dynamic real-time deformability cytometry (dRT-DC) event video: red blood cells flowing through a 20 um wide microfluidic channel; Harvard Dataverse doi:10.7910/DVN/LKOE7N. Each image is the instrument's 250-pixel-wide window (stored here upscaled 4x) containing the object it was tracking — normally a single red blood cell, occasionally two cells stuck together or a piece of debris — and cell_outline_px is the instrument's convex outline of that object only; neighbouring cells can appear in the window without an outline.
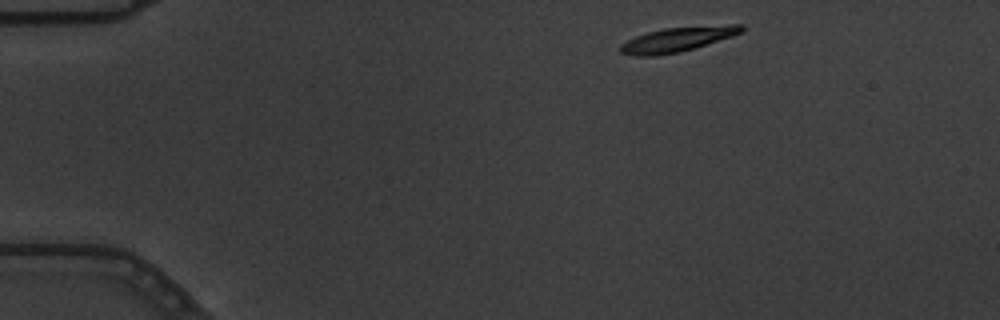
{"species": "common noctule bat (a hibernating species)", "species_latin": "Nyctalus noctula", "temperature_condition": "warm", "stored_images_in_passage": 3, "camera_frame_rate_fps": 3000, "um_per_image_px": 0.085, "animal": {"sex": "male", "body_mass_g": 19.5, "forearm_length_mm": 54.6}, "frame": {"image": 1, "passage_image": 1, "time_ms": 0.0, "image_size_px": [1000, 320], "cell_outline_px": [[744, 32], [696, 48], [656, 56], [632, 56], [620, 52], [620, 44], [636, 36], [648, 32], [664, 28], [728, 24], [744, 24]], "centroid_in_image_um": [57.62, 3.34], "position_along_channel_um": 27.4, "area_um2": 17.46}}